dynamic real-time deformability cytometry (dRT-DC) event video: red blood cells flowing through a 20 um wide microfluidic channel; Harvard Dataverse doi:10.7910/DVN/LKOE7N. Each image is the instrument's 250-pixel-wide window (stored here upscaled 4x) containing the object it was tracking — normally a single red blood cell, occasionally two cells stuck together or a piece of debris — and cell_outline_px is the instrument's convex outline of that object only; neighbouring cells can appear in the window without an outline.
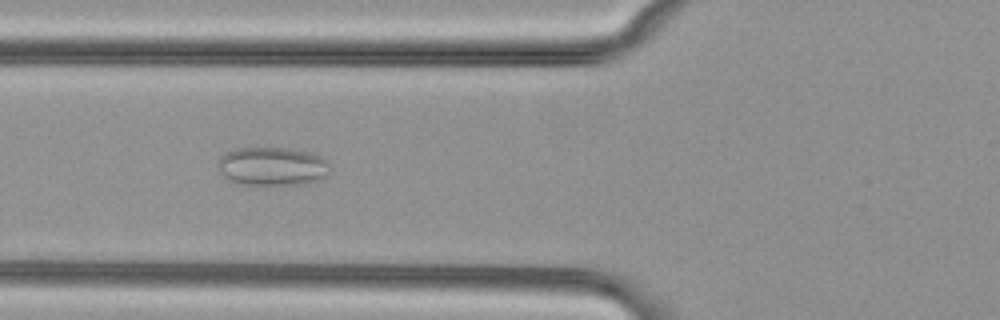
{"species": "common noctule bat (a hibernating species)", "species_latin": "Nyctalus noctula", "temperature_condition": "cold", "stored_images_in_passage": 54, "camera_frame_rate_fps": 3000, "um_per_image_px": 0.085, "animal": {"sex": "female", "body_mass_g": 29.2, "forearm_length_mm": 56.3}, "frame": {"image": 1, "passage_image": 21, "time_ms": 6.667, "image_size_px": [1000, 320], "cell_outline_px": [[328, 172], [320, 180], [304, 184], [236, 184], [228, 180], [220, 172], [216, 164], [220, 156], [224, 152], [236, 148], [288, 148], [308, 152], [320, 156], [328, 160]], "centroid_in_image_um": [23.09, 14.13], "position_along_channel_um": 102.7, "area_um2": 25.32}}
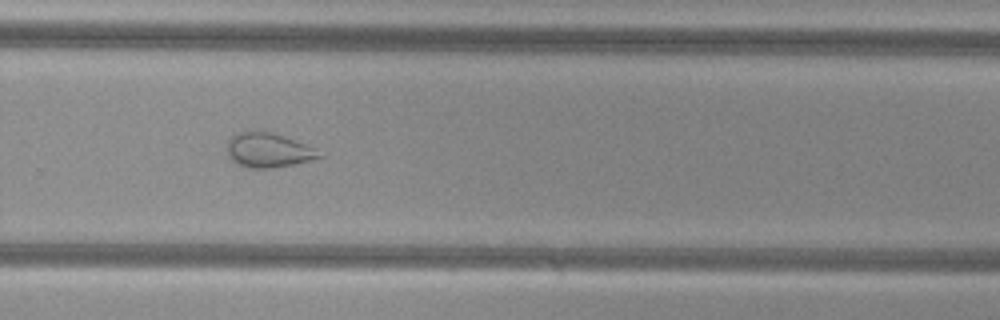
{"frame": {"image": 2, "passage_image": 37, "time_ms": 12.0, "image_size_px": [1000, 320], "cell_outline_px": [[324, 156], [296, 164], [272, 168], [252, 168], [236, 164], [228, 156], [228, 140], [236, 132], [272, 132], [284, 136], [316, 148]], "centroid_in_image_um": [22.82, 12.78], "position_along_channel_um": 307.0, "area_um2": 18.44}}
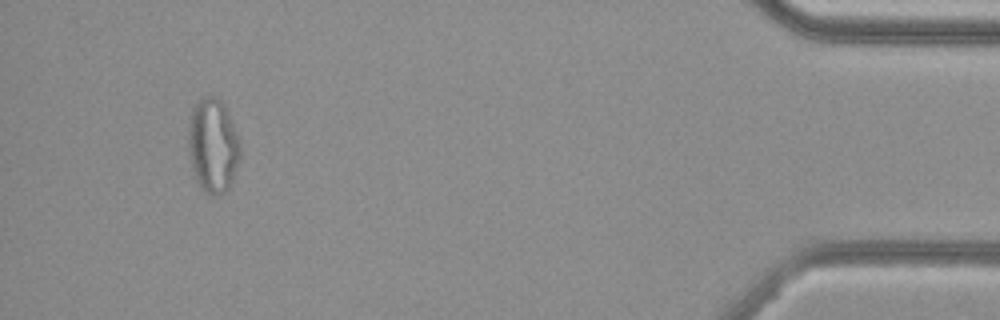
{"frame": {"image": 3, "passage_image": 51, "time_ms": 16.667, "image_size_px": [1000, 320], "cell_outline_px": [[240, 156], [232, 180], [228, 188], [224, 192], [216, 196], [212, 196], [204, 192], [200, 188], [196, 180], [188, 156], [188, 124], [192, 108], [200, 96], [216, 96], [224, 104], [240, 144]], "centroid_in_image_um": [18.06, 12.37], "position_along_channel_um": 417.1, "area_um2": 28.67}, "authors_computed_cell_mechanics": {"area_um2": 26.0389, "velocity_mm_per_s": 3.8215, "shape_relaxation_time_tau1_ms": null, "shape_relaxation_time_tau2_ms": 1.6789, "deformation_change_tau1": null, "deformation_change_tau2": 0.0735}}